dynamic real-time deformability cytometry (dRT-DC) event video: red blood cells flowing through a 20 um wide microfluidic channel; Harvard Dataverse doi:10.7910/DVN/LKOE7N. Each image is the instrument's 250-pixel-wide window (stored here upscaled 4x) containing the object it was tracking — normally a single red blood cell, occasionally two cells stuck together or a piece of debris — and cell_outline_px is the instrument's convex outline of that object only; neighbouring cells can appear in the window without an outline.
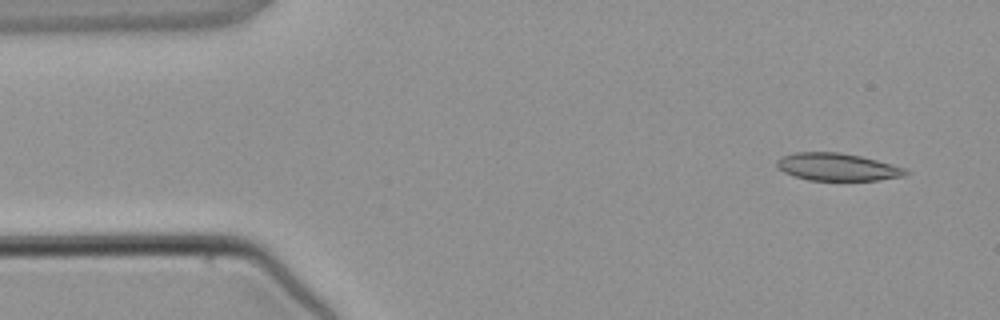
{"species": "common noctule bat (a hibernating species)", "species_latin": "Nyctalus noctula", "temperature_condition": "warm", "stored_images_in_passage": 3, "camera_frame_rate_fps": 3000, "um_per_image_px": 0.085, "animal": {"sex": "male", "body_mass_g": 21.5, "forearm_length_mm": 52.0}, "frame": {"image": 1, "passage_image": 1, "time_ms": 0.0, "image_size_px": [1000, 320], "cell_outline_px": [[908, 172], [904, 176], [880, 180], [808, 180], [784, 172], [776, 168], [776, 160], [780, 156], [792, 152], [840, 152], [860, 156], [892, 164], [904, 168]], "centroid_in_image_um": [71.12, 14.18], "position_along_channel_um": 13.9, "area_um2": 20.69}}